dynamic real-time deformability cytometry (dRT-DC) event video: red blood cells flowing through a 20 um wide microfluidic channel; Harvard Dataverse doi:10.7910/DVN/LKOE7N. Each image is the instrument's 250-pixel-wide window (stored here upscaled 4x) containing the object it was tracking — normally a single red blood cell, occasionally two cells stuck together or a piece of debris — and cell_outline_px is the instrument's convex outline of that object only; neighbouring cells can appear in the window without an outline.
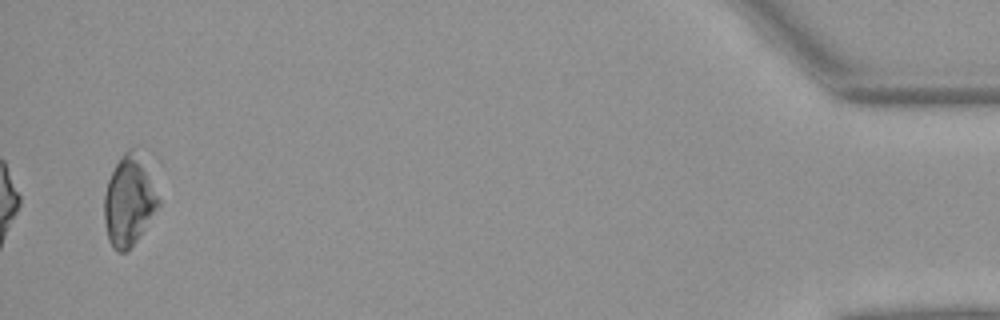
{"species": "Egyptian fruit bat (a non-hibernating species)", "species_latin": "Rousettus aegyptiacus", "temperature_condition": "warm", "stored_images_in_passage": 44, "camera_frame_rate_fps": 3000, "um_per_image_px": 0.085, "animal": {"sex": "female"}, "frame": {"image": 1, "passage_image": 44, "time_ms": 14.333, "image_size_px": [1000, 320], "cell_outline_px": [[160, 204], [136, 240], [124, 252], [116, 252], [112, 248], [108, 240], [104, 224], [104, 196], [108, 180], [116, 164], [124, 152], [128, 148], [132, 148], [160, 200]], "centroid_in_image_um": [10.89, 17.18], "position_along_channel_um": 424.3, "area_um2": 27.05}}